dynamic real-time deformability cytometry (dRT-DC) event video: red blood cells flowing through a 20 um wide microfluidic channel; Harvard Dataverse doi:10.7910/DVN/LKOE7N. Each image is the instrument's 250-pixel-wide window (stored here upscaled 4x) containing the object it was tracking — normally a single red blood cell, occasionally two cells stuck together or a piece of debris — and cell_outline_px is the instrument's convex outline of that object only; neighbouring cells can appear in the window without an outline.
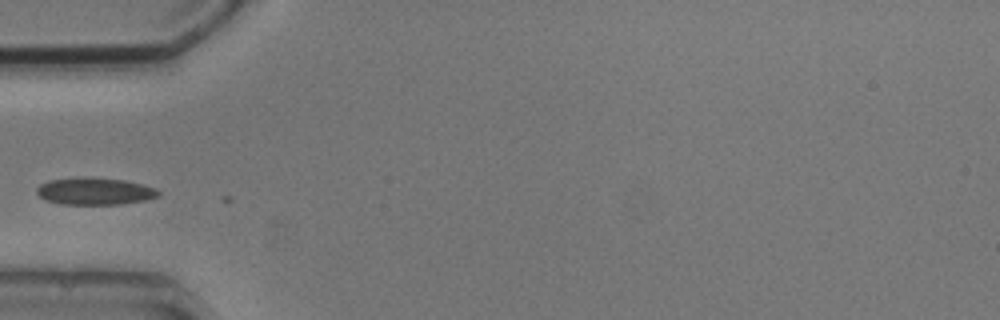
{"species": "common noctule bat (a hibernating species)", "species_latin": "Nyctalus noctula", "temperature_condition": "cold", "stored_images_in_passage": 2, "camera_frame_rate_fps": 3000, "um_per_image_px": 0.085, "animal": {"sex": "male", "body_mass_g": 20.5, "forearm_length_mm": 52.5}, "frame": {"image": 1, "passage_image": 1, "time_ms": 0.0, "image_size_px": [1000, 320], "cell_outline_px": [[160, 196], [144, 200], [120, 204], [60, 204], [44, 200], [36, 192], [36, 188], [40, 184], [48, 180], [76, 176], [88, 176], [124, 180], [156, 188], [160, 192]], "centroid_in_image_um": [8.01, 16.23], "position_along_channel_um": 77.0, "area_um2": 19.54}}